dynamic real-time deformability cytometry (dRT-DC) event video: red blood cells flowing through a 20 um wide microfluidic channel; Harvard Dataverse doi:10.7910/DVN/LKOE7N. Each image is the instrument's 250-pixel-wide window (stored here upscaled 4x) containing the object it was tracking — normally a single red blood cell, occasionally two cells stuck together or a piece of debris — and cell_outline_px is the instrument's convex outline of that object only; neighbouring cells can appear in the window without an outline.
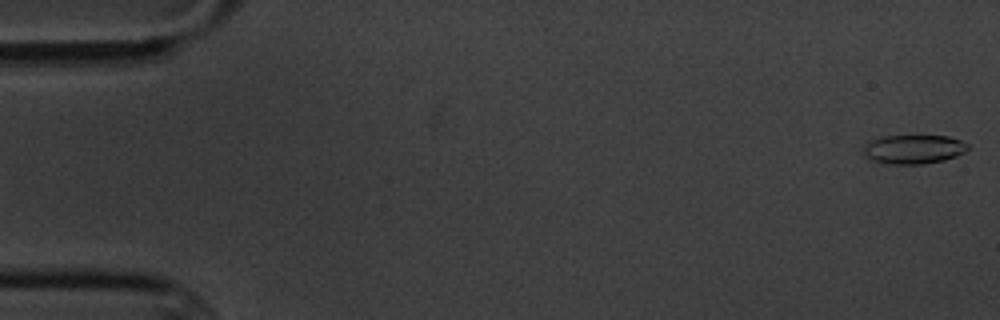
{"species": "common noctule bat (a hibernating species)", "species_latin": "Nyctalus noctula", "temperature_condition": "cold", "stored_images_in_passage": 9, "camera_frame_rate_fps": 3000, "um_per_image_px": 0.085, "animal": {"sex": "male", "body_mass_g": 20.1, "forearm_length_mm": 53.5}, "frame": {"image": 1, "passage_image": 1, "time_ms": 0.0, "image_size_px": [1000, 320], "cell_outline_px": [[968, 148], [964, 152], [956, 156], [944, 160], [924, 164], [884, 164], [868, 160], [860, 152], [868, 140], [884, 136], [948, 136], [960, 140], [968, 144]], "centroid_in_image_um": [77.56, 12.7], "position_along_channel_um": 7.4, "area_um2": 18.03}}
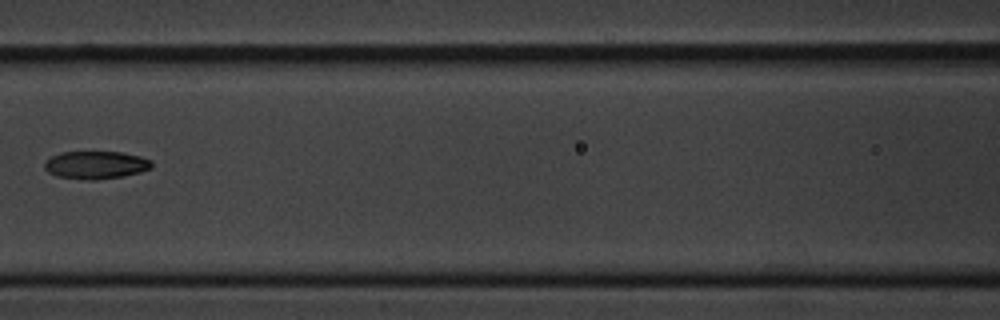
{"frame": {"image": 2, "passage_image": 8, "time_ms": 8.333, "image_size_px": [1000, 320], "cell_outline_px": [[152, 168], [140, 172], [124, 176], [96, 180], [84, 180], [56, 176], [48, 172], [44, 168], [44, 160], [60, 152], [120, 152], [140, 156], [152, 160]], "centroid_in_image_um": [8.13, 14.03], "position_along_channel_um": 158.5, "area_um2": 17.57}}
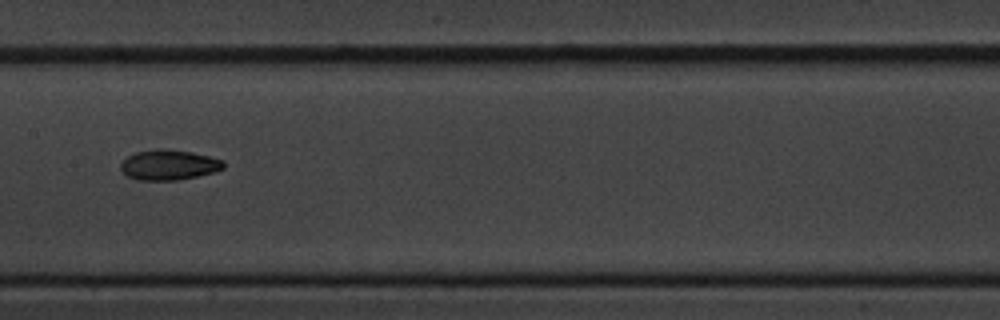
{"frame": {"image": 3, "passage_image": 9, "time_ms": 9.333, "image_size_px": [1000, 320], "cell_outline_px": [[224, 168], [216, 172], [180, 180], [136, 180], [128, 176], [120, 168], [120, 164], [128, 156], [136, 152], [156, 148], [168, 148], [192, 152], [224, 160]], "centroid_in_image_um": [14.37, 14.01], "position_along_channel_um": 193.0, "area_um2": 18.32}}